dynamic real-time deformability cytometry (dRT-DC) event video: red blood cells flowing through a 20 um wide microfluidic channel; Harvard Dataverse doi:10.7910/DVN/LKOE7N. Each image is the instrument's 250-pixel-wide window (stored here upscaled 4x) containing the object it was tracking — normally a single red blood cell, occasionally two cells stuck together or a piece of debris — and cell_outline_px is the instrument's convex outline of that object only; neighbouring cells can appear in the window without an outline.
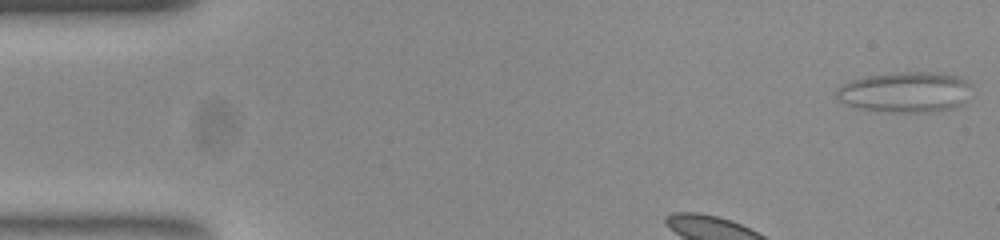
{"species": "common noctule bat (a hibernating species)", "species_latin": "Nyctalus noctula", "temperature_condition": "room temperature", "stored_images_in_passage": 22, "camera_frame_rate_fps": 3000, "um_per_image_px": 0.085, "animal": {"sex": "female", "body_mass_g": 23.0, "forearm_length_mm": 53.4}, "frame": {"image": 1, "passage_image": 1, "time_ms": 0.0, "image_size_px": [1000, 240], "cell_outline_px": [[964, 84], [956, 104], [944, 108], [928, 112], [904, 112], [864, 108], [852, 104], [844, 100], [836, 92], [844, 84], [868, 76], [912, 72], [924, 72], [956, 76], [964, 80]], "centroid_in_image_um": [76.83, 7.81], "position_along_channel_um": 8.2, "area_um2": 28.84}}
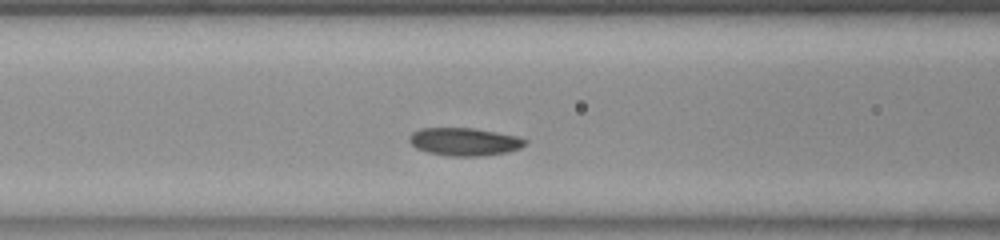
{"frame": {"image": 2, "passage_image": 15, "time_ms": 4.667, "image_size_px": [1000, 240], "cell_outline_px": [[528, 144], [520, 148], [508, 152], [484, 156], [448, 156], [428, 152], [416, 148], [408, 140], [408, 136], [412, 132], [420, 128], [472, 128], [496, 132], [516, 136], [528, 140]], "centroid_in_image_um": [39.48, 12.05], "position_along_channel_um": 127.1, "area_um2": 18.96}}
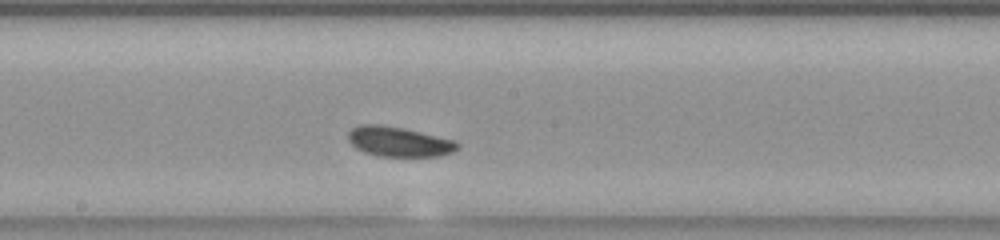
{"frame": {"image": 3, "passage_image": 22, "time_ms": 7.0, "image_size_px": [1000, 240], "cell_outline_px": [[460, 148], [452, 152], [440, 156], [380, 156], [364, 152], [356, 148], [348, 140], [348, 132], [352, 128], [364, 124], [376, 124], [400, 128], [420, 132], [456, 140], [460, 144]], "centroid_in_image_um": [33.93, 12.05], "position_along_channel_um": 214.3, "area_um2": 18.9}}